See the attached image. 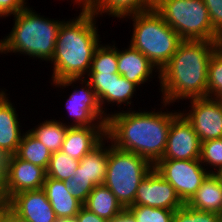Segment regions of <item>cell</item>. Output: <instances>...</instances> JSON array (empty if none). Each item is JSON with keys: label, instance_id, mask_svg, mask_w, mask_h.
<instances>
[{"label": "cell", "instance_id": "1", "mask_svg": "<svg viewBox=\"0 0 222 222\" xmlns=\"http://www.w3.org/2000/svg\"><path fill=\"white\" fill-rule=\"evenodd\" d=\"M128 109L109 114L106 137L118 149L140 155L155 165L165 153L171 122L180 111Z\"/></svg>", "mask_w": 222, "mask_h": 222}, {"label": "cell", "instance_id": "2", "mask_svg": "<svg viewBox=\"0 0 222 222\" xmlns=\"http://www.w3.org/2000/svg\"><path fill=\"white\" fill-rule=\"evenodd\" d=\"M221 45L216 41L182 40L159 72L162 104L166 107L177 100L207 97L209 62Z\"/></svg>", "mask_w": 222, "mask_h": 222}, {"label": "cell", "instance_id": "3", "mask_svg": "<svg viewBox=\"0 0 222 222\" xmlns=\"http://www.w3.org/2000/svg\"><path fill=\"white\" fill-rule=\"evenodd\" d=\"M79 7V16L64 20L60 25L50 60L53 65V82L67 78H85L95 50L101 43L96 26L98 19L83 3Z\"/></svg>", "mask_w": 222, "mask_h": 222}, {"label": "cell", "instance_id": "4", "mask_svg": "<svg viewBox=\"0 0 222 222\" xmlns=\"http://www.w3.org/2000/svg\"><path fill=\"white\" fill-rule=\"evenodd\" d=\"M14 17L9 34L0 39V53L23 54L43 61L53 57L57 34L64 20L44 18L27 5Z\"/></svg>", "mask_w": 222, "mask_h": 222}, {"label": "cell", "instance_id": "5", "mask_svg": "<svg viewBox=\"0 0 222 222\" xmlns=\"http://www.w3.org/2000/svg\"><path fill=\"white\" fill-rule=\"evenodd\" d=\"M126 18L133 21L130 45L144 54L160 72L182 39L154 8Z\"/></svg>", "mask_w": 222, "mask_h": 222}, {"label": "cell", "instance_id": "6", "mask_svg": "<svg viewBox=\"0 0 222 222\" xmlns=\"http://www.w3.org/2000/svg\"><path fill=\"white\" fill-rule=\"evenodd\" d=\"M154 9L182 40L222 42L203 0H155Z\"/></svg>", "mask_w": 222, "mask_h": 222}, {"label": "cell", "instance_id": "7", "mask_svg": "<svg viewBox=\"0 0 222 222\" xmlns=\"http://www.w3.org/2000/svg\"><path fill=\"white\" fill-rule=\"evenodd\" d=\"M154 165L135 153L110 146L104 185L126 209L133 205L140 183Z\"/></svg>", "mask_w": 222, "mask_h": 222}, {"label": "cell", "instance_id": "8", "mask_svg": "<svg viewBox=\"0 0 222 222\" xmlns=\"http://www.w3.org/2000/svg\"><path fill=\"white\" fill-rule=\"evenodd\" d=\"M78 82L82 87L78 89V86H76L65 102L66 110L73 119V122H68L67 126H106L108 117L102 111L95 91L85 78H67L54 81L51 84L63 89L71 86V84L74 87L73 84Z\"/></svg>", "mask_w": 222, "mask_h": 222}, {"label": "cell", "instance_id": "9", "mask_svg": "<svg viewBox=\"0 0 222 222\" xmlns=\"http://www.w3.org/2000/svg\"><path fill=\"white\" fill-rule=\"evenodd\" d=\"M155 170L174 188L183 203H187L210 174L200 159L159 160Z\"/></svg>", "mask_w": 222, "mask_h": 222}, {"label": "cell", "instance_id": "10", "mask_svg": "<svg viewBox=\"0 0 222 222\" xmlns=\"http://www.w3.org/2000/svg\"><path fill=\"white\" fill-rule=\"evenodd\" d=\"M189 101V112H180L192 124L200 141L222 138V100L201 97Z\"/></svg>", "mask_w": 222, "mask_h": 222}, {"label": "cell", "instance_id": "11", "mask_svg": "<svg viewBox=\"0 0 222 222\" xmlns=\"http://www.w3.org/2000/svg\"><path fill=\"white\" fill-rule=\"evenodd\" d=\"M85 79L95 91L99 105L107 117H109V113L107 114L105 110L107 108H103L106 103H116V105H119L117 106L119 108L122 104L125 106L129 104L130 106L136 89H139L136 84L128 81L118 73H88Z\"/></svg>", "mask_w": 222, "mask_h": 222}, {"label": "cell", "instance_id": "12", "mask_svg": "<svg viewBox=\"0 0 222 222\" xmlns=\"http://www.w3.org/2000/svg\"><path fill=\"white\" fill-rule=\"evenodd\" d=\"M201 141L192 124L180 112L171 122L165 153L160 160L200 159Z\"/></svg>", "mask_w": 222, "mask_h": 222}, {"label": "cell", "instance_id": "13", "mask_svg": "<svg viewBox=\"0 0 222 222\" xmlns=\"http://www.w3.org/2000/svg\"><path fill=\"white\" fill-rule=\"evenodd\" d=\"M133 205L176 210L184 203L171 184L153 168L140 183Z\"/></svg>", "mask_w": 222, "mask_h": 222}, {"label": "cell", "instance_id": "14", "mask_svg": "<svg viewBox=\"0 0 222 222\" xmlns=\"http://www.w3.org/2000/svg\"><path fill=\"white\" fill-rule=\"evenodd\" d=\"M9 208L21 218L31 222H55L57 220L42 188L22 191L13 195L10 198Z\"/></svg>", "mask_w": 222, "mask_h": 222}, {"label": "cell", "instance_id": "15", "mask_svg": "<svg viewBox=\"0 0 222 222\" xmlns=\"http://www.w3.org/2000/svg\"><path fill=\"white\" fill-rule=\"evenodd\" d=\"M46 170L41 166L20 159L16 154L11 156L9 173L5 177L9 198L27 190H38L43 187Z\"/></svg>", "mask_w": 222, "mask_h": 222}, {"label": "cell", "instance_id": "16", "mask_svg": "<svg viewBox=\"0 0 222 222\" xmlns=\"http://www.w3.org/2000/svg\"><path fill=\"white\" fill-rule=\"evenodd\" d=\"M117 63H118V74L125 77L128 81L133 82L138 87L145 82H150L154 71H159L149 61V59L142 54L139 50L133 48L131 45L125 50L117 48Z\"/></svg>", "mask_w": 222, "mask_h": 222}, {"label": "cell", "instance_id": "17", "mask_svg": "<svg viewBox=\"0 0 222 222\" xmlns=\"http://www.w3.org/2000/svg\"><path fill=\"white\" fill-rule=\"evenodd\" d=\"M105 137L106 126H68L61 151L80 161Z\"/></svg>", "mask_w": 222, "mask_h": 222}, {"label": "cell", "instance_id": "18", "mask_svg": "<svg viewBox=\"0 0 222 222\" xmlns=\"http://www.w3.org/2000/svg\"><path fill=\"white\" fill-rule=\"evenodd\" d=\"M7 95L9 94L0 89V149L15 155L23 133L16 108Z\"/></svg>", "mask_w": 222, "mask_h": 222}, {"label": "cell", "instance_id": "19", "mask_svg": "<svg viewBox=\"0 0 222 222\" xmlns=\"http://www.w3.org/2000/svg\"><path fill=\"white\" fill-rule=\"evenodd\" d=\"M82 3L96 18L106 14L121 20L127 16L153 9L155 0H82Z\"/></svg>", "mask_w": 222, "mask_h": 222}, {"label": "cell", "instance_id": "20", "mask_svg": "<svg viewBox=\"0 0 222 222\" xmlns=\"http://www.w3.org/2000/svg\"><path fill=\"white\" fill-rule=\"evenodd\" d=\"M42 189L57 218L75 217L83 207V204L70 193L66 181L46 176Z\"/></svg>", "mask_w": 222, "mask_h": 222}, {"label": "cell", "instance_id": "21", "mask_svg": "<svg viewBox=\"0 0 222 222\" xmlns=\"http://www.w3.org/2000/svg\"><path fill=\"white\" fill-rule=\"evenodd\" d=\"M186 204L191 208L222 216V178L220 174H209Z\"/></svg>", "mask_w": 222, "mask_h": 222}, {"label": "cell", "instance_id": "22", "mask_svg": "<svg viewBox=\"0 0 222 222\" xmlns=\"http://www.w3.org/2000/svg\"><path fill=\"white\" fill-rule=\"evenodd\" d=\"M105 140L107 141V144L108 142L110 144L105 146ZM110 145V140L105 137L94 149L88 152L80 160L75 175H85L95 185L104 184Z\"/></svg>", "mask_w": 222, "mask_h": 222}, {"label": "cell", "instance_id": "23", "mask_svg": "<svg viewBox=\"0 0 222 222\" xmlns=\"http://www.w3.org/2000/svg\"><path fill=\"white\" fill-rule=\"evenodd\" d=\"M83 206L106 220H111L125 209L104 184L96 185L93 188Z\"/></svg>", "mask_w": 222, "mask_h": 222}, {"label": "cell", "instance_id": "24", "mask_svg": "<svg viewBox=\"0 0 222 222\" xmlns=\"http://www.w3.org/2000/svg\"><path fill=\"white\" fill-rule=\"evenodd\" d=\"M67 123L56 119L45 120L38 126L29 129L28 131L47 149L53 153L62 149L63 141L68 130Z\"/></svg>", "mask_w": 222, "mask_h": 222}, {"label": "cell", "instance_id": "25", "mask_svg": "<svg viewBox=\"0 0 222 222\" xmlns=\"http://www.w3.org/2000/svg\"><path fill=\"white\" fill-rule=\"evenodd\" d=\"M51 152L37 140L28 130L23 132L16 155L25 161L41 166L47 170Z\"/></svg>", "mask_w": 222, "mask_h": 222}, {"label": "cell", "instance_id": "26", "mask_svg": "<svg viewBox=\"0 0 222 222\" xmlns=\"http://www.w3.org/2000/svg\"><path fill=\"white\" fill-rule=\"evenodd\" d=\"M79 162V160L71 158L61 150L53 152L46 170V176L56 180L67 181L75 176Z\"/></svg>", "mask_w": 222, "mask_h": 222}, {"label": "cell", "instance_id": "27", "mask_svg": "<svg viewBox=\"0 0 222 222\" xmlns=\"http://www.w3.org/2000/svg\"><path fill=\"white\" fill-rule=\"evenodd\" d=\"M89 73H118L117 47L100 44L95 50Z\"/></svg>", "mask_w": 222, "mask_h": 222}, {"label": "cell", "instance_id": "28", "mask_svg": "<svg viewBox=\"0 0 222 222\" xmlns=\"http://www.w3.org/2000/svg\"><path fill=\"white\" fill-rule=\"evenodd\" d=\"M207 97L222 100V44L213 52L209 62Z\"/></svg>", "mask_w": 222, "mask_h": 222}, {"label": "cell", "instance_id": "29", "mask_svg": "<svg viewBox=\"0 0 222 222\" xmlns=\"http://www.w3.org/2000/svg\"><path fill=\"white\" fill-rule=\"evenodd\" d=\"M200 161L210 174L222 173V138L201 142Z\"/></svg>", "mask_w": 222, "mask_h": 222}, {"label": "cell", "instance_id": "30", "mask_svg": "<svg viewBox=\"0 0 222 222\" xmlns=\"http://www.w3.org/2000/svg\"><path fill=\"white\" fill-rule=\"evenodd\" d=\"M127 209L134 216L135 222H172L175 212L143 205H131Z\"/></svg>", "mask_w": 222, "mask_h": 222}, {"label": "cell", "instance_id": "31", "mask_svg": "<svg viewBox=\"0 0 222 222\" xmlns=\"http://www.w3.org/2000/svg\"><path fill=\"white\" fill-rule=\"evenodd\" d=\"M172 222H222V216L191 208L186 203L174 212Z\"/></svg>", "mask_w": 222, "mask_h": 222}, {"label": "cell", "instance_id": "32", "mask_svg": "<svg viewBox=\"0 0 222 222\" xmlns=\"http://www.w3.org/2000/svg\"><path fill=\"white\" fill-rule=\"evenodd\" d=\"M70 193L82 204L85 203L87 197L96 186L85 175H75L66 181Z\"/></svg>", "mask_w": 222, "mask_h": 222}, {"label": "cell", "instance_id": "33", "mask_svg": "<svg viewBox=\"0 0 222 222\" xmlns=\"http://www.w3.org/2000/svg\"><path fill=\"white\" fill-rule=\"evenodd\" d=\"M211 20L212 29L222 38V0H203Z\"/></svg>", "mask_w": 222, "mask_h": 222}, {"label": "cell", "instance_id": "34", "mask_svg": "<svg viewBox=\"0 0 222 222\" xmlns=\"http://www.w3.org/2000/svg\"><path fill=\"white\" fill-rule=\"evenodd\" d=\"M26 0H0V18L12 16L23 10Z\"/></svg>", "mask_w": 222, "mask_h": 222}, {"label": "cell", "instance_id": "35", "mask_svg": "<svg viewBox=\"0 0 222 222\" xmlns=\"http://www.w3.org/2000/svg\"><path fill=\"white\" fill-rule=\"evenodd\" d=\"M75 218L77 222H108V220L90 212L84 206L80 209Z\"/></svg>", "mask_w": 222, "mask_h": 222}, {"label": "cell", "instance_id": "36", "mask_svg": "<svg viewBox=\"0 0 222 222\" xmlns=\"http://www.w3.org/2000/svg\"><path fill=\"white\" fill-rule=\"evenodd\" d=\"M10 198L6 190V180L3 175L0 174V208H9Z\"/></svg>", "mask_w": 222, "mask_h": 222}, {"label": "cell", "instance_id": "37", "mask_svg": "<svg viewBox=\"0 0 222 222\" xmlns=\"http://www.w3.org/2000/svg\"><path fill=\"white\" fill-rule=\"evenodd\" d=\"M11 154L0 149V174L6 177L9 173V163L11 159Z\"/></svg>", "mask_w": 222, "mask_h": 222}, {"label": "cell", "instance_id": "38", "mask_svg": "<svg viewBox=\"0 0 222 222\" xmlns=\"http://www.w3.org/2000/svg\"><path fill=\"white\" fill-rule=\"evenodd\" d=\"M108 222H135V218L132 213L126 208L118 213L116 216H114L111 220H108Z\"/></svg>", "mask_w": 222, "mask_h": 222}, {"label": "cell", "instance_id": "39", "mask_svg": "<svg viewBox=\"0 0 222 222\" xmlns=\"http://www.w3.org/2000/svg\"><path fill=\"white\" fill-rule=\"evenodd\" d=\"M2 222H31L26 219L21 218L15 214L10 208H8L4 214Z\"/></svg>", "mask_w": 222, "mask_h": 222}, {"label": "cell", "instance_id": "40", "mask_svg": "<svg viewBox=\"0 0 222 222\" xmlns=\"http://www.w3.org/2000/svg\"><path fill=\"white\" fill-rule=\"evenodd\" d=\"M55 222H77L75 217L57 218Z\"/></svg>", "mask_w": 222, "mask_h": 222}, {"label": "cell", "instance_id": "41", "mask_svg": "<svg viewBox=\"0 0 222 222\" xmlns=\"http://www.w3.org/2000/svg\"><path fill=\"white\" fill-rule=\"evenodd\" d=\"M8 208H0V222H2L4 214Z\"/></svg>", "mask_w": 222, "mask_h": 222}]
</instances>
